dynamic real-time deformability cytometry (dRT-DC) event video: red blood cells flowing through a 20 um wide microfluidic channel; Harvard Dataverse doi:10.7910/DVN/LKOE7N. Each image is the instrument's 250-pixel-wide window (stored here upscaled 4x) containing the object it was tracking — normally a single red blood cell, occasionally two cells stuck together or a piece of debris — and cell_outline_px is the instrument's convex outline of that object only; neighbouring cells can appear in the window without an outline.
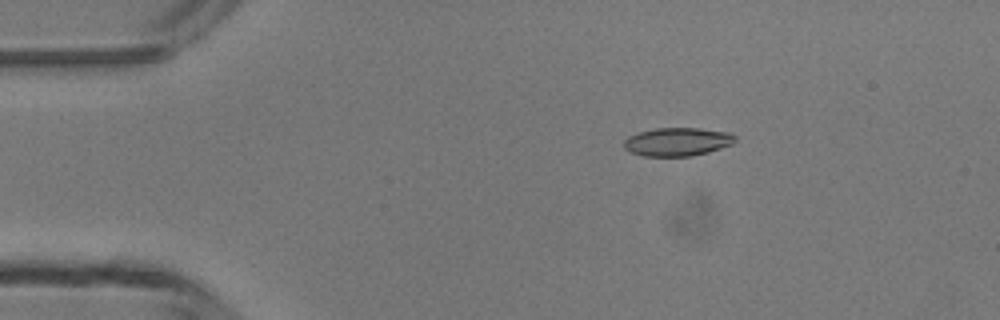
{"species": "common noctule bat (a hibernating species)", "species_latin": "Nyctalus noctula", "temperature_condition": "room temperature", "stored_images_in_passage": 5, "camera_frame_rate_fps": 3000, "um_per_image_px": 0.085, "animal": {"sex": "male", "body_mass_g": 13.3}, "frame": {"image": 1, "passage_image": 3, "time_ms": 2.333, "image_size_px": [1000, 320], "cell_outline_px": [[736, 140], [732, 144], [708, 152], [688, 156], [644, 156], [632, 152], [624, 148], [624, 140], [628, 136], [636, 132], [656, 128], [700, 128], [732, 132], [736, 136]], "centroid_in_image_um": [57.59, 12.03], "position_along_channel_um": 27.4, "area_um2": 18.5}}
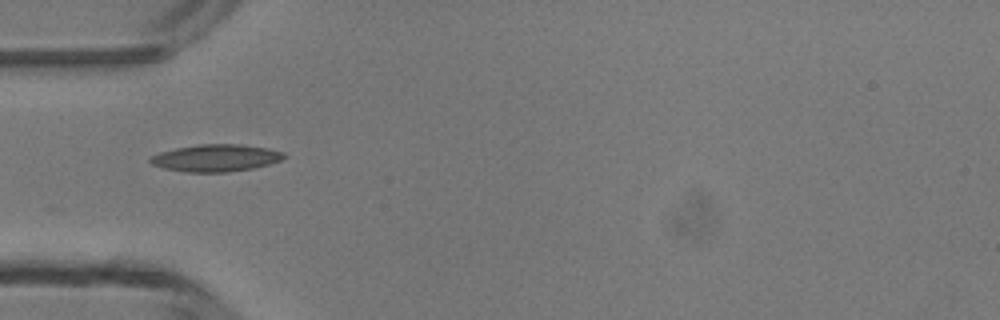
{"frame": {"image": 2, "passage_image": 5, "time_ms": 4.667, "image_size_px": [1000, 320], "cell_outline_px": [[288, 156], [280, 160], [268, 164], [252, 168], [228, 172], [188, 172], [164, 168], [152, 164], [148, 160], [152, 156], [160, 152], [176, 148], [196, 144], [240, 144], [268, 148], [284, 152]], "centroid_in_image_um": [18.36, 13.42], "position_along_channel_um": 66.6, "area_um2": 21.1}}